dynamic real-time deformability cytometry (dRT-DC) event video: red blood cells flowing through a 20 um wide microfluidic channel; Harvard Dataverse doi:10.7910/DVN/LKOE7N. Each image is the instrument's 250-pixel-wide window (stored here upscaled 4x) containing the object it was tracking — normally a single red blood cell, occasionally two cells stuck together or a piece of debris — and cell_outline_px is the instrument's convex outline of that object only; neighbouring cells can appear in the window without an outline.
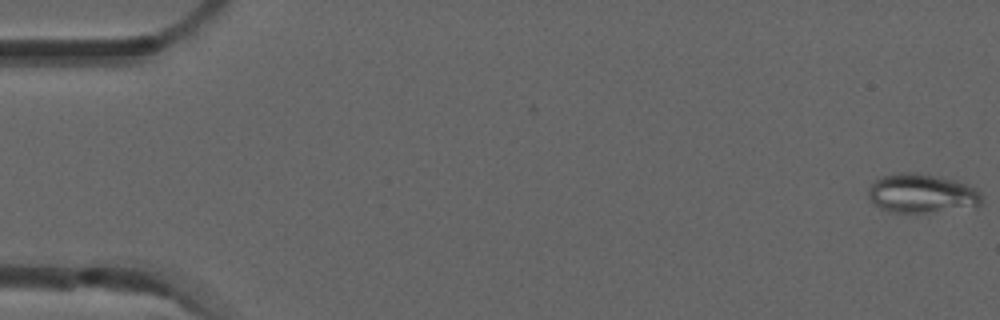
{"species": "common noctule bat (a hibernating species)", "species_latin": "Nyctalus noctula", "temperature_condition": "room temperature", "stored_images_in_passage": 5, "camera_frame_rate_fps": 3000, "um_per_image_px": 0.085, "animal": {"sex": "male", "forearm_length_mm": 52.5}, "frame": {"image": 1, "passage_image": 1, "time_ms": 0.0, "image_size_px": [1000, 320], "cell_outline_px": [[980, 204], [976, 208], [928, 212], [892, 212], [880, 208], [872, 204], [868, 196], [868, 188], [880, 176], [904, 172], [916, 172], [936, 176], [968, 184], [976, 188], [980, 192]], "centroid_in_image_um": [78.34, 16.45], "position_along_channel_um": 6.7, "area_um2": 25.95}}